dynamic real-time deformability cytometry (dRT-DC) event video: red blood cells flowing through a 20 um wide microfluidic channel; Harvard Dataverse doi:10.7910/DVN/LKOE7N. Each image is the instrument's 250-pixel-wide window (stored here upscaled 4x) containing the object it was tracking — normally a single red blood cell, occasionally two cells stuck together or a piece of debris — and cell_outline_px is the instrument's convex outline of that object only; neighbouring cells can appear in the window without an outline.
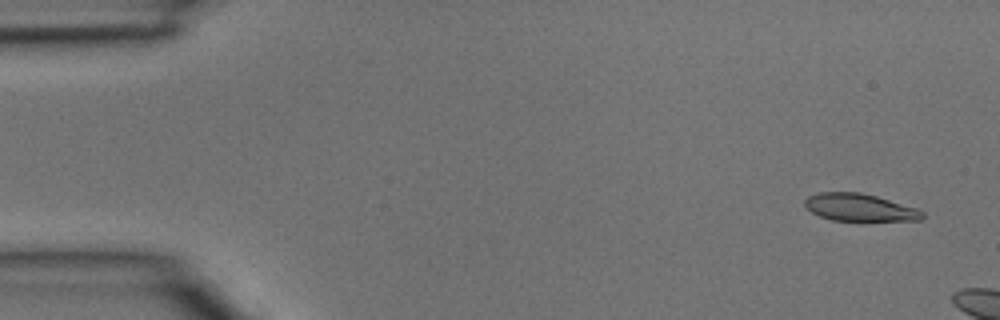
{"species": "common noctule bat (a hibernating species)", "species_latin": "Nyctalus noctula", "temperature_condition": "room temperature", "stored_images_in_passage": 2, "camera_frame_rate_fps": 3000, "um_per_image_px": 0.085, "animal": {"sex": "male", "body_mass_g": 15.6}, "frame": {"image": 1, "passage_image": 1, "time_ms": 0.0, "image_size_px": [1000, 320], "cell_outline_px": [[924, 216], [920, 220], [832, 220], [820, 216], [812, 212], [804, 204], [804, 200], [808, 196], [820, 192], [860, 192], [876, 196], [916, 208], [924, 212]], "centroid_in_image_um": [73.05, 17.62], "position_along_channel_um": 12.0, "area_um2": 18.5}}